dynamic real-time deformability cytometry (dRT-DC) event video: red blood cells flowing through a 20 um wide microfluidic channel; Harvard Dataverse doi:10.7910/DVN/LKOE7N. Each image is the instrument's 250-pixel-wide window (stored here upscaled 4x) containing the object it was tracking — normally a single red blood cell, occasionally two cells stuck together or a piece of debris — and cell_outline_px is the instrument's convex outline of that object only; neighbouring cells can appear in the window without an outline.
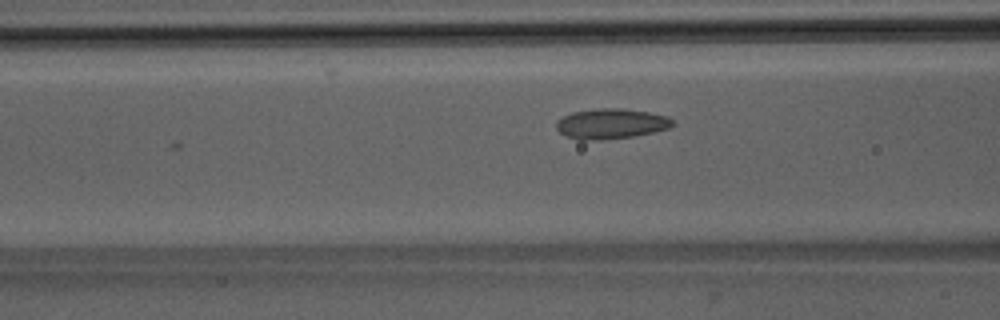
{"species": "Egyptian fruit bat (a non-hibernating species)", "species_latin": "Rousettus aegyptiacus", "temperature_condition": "room temperature", "stored_images_in_passage": 17, "camera_frame_rate_fps": 3000, "um_per_image_px": 0.085, "animal": {"sex": "male"}, "frame": {"image": 1, "passage_image": 14, "time_ms": 4.333, "image_size_px": [1000, 320], "cell_outline_px": [[676, 124], [668, 128], [652, 132], [632, 136], [600, 140], [580, 140], [564, 136], [556, 128], [556, 120], [572, 112], [596, 108], [620, 108], [648, 112], [668, 116]], "centroid_in_image_um": [51.91, 10.51], "position_along_channel_um": 114.7, "area_um2": 20.52}}